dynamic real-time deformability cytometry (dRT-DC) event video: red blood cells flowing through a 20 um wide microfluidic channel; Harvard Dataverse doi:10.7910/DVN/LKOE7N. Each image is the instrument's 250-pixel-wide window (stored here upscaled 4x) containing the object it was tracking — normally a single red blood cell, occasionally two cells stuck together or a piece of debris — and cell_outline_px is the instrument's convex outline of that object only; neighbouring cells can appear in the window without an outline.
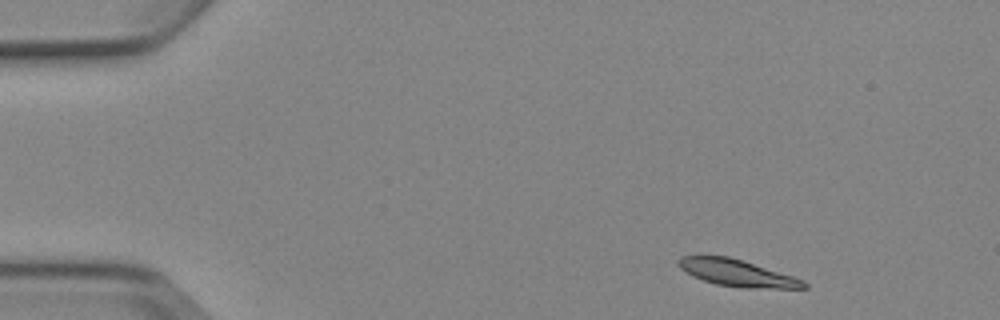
{"species": "Egyptian fruit bat (a non-hibernating species)", "species_latin": "Rousettus aegyptiacus", "temperature_condition": "cold", "stored_images_in_passage": 4, "camera_frame_rate_fps": 3000, "um_per_image_px": 0.085, "animal": {"sex": "female"}, "frame": {"image": 1, "passage_image": 1, "time_ms": 0.0, "image_size_px": [1000, 320], "cell_outline_px": [[808, 288], [740, 288], [716, 284], [692, 276], [684, 272], [676, 264], [676, 260], [680, 256], [728, 256], [792, 276], [804, 280], [808, 284]], "centroid_in_image_um": [62.61, 23.21], "position_along_channel_um": 22.4, "area_um2": 19.48}}
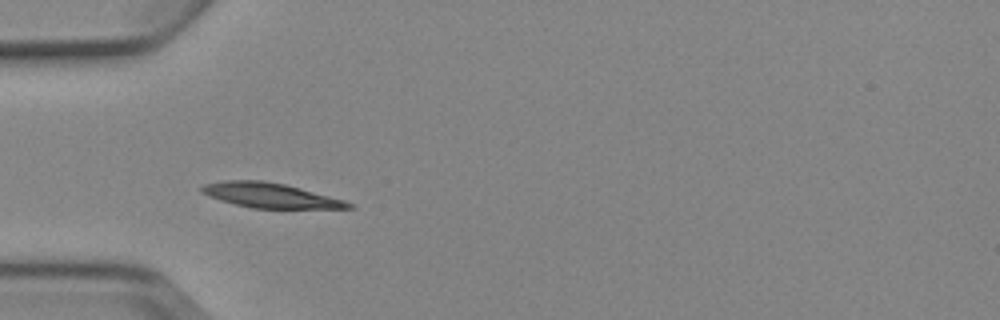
{"frame": {"image": 2, "passage_image": 3, "time_ms": 3.333, "image_size_px": [1000, 320], "cell_outline_px": [[356, 208], [252, 208], [220, 200], [208, 196], [200, 192], [200, 188], [204, 184], [224, 180], [264, 180], [284, 184], [300, 188], [344, 200], [352, 204]], "centroid_in_image_um": [22.93, 16.6], "position_along_channel_um": 62.1, "area_um2": 21.04}}
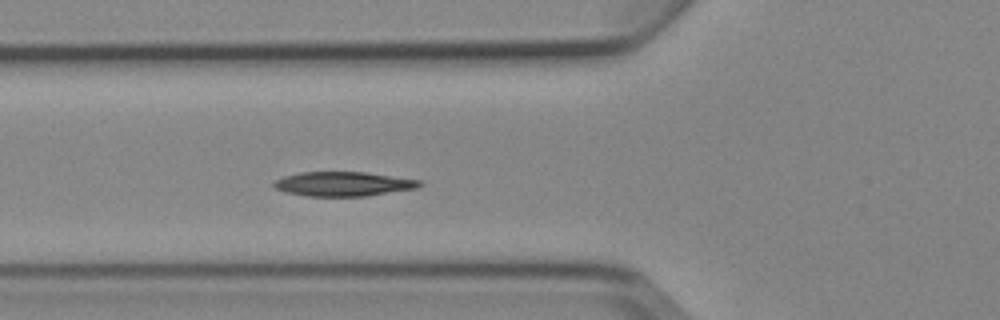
{"frame": {"image": 3, "passage_image": 4, "time_ms": 4.333, "image_size_px": [1000, 320], "cell_outline_px": [[424, 184], [416, 188], [368, 196], [304, 196], [284, 192], [276, 188], [272, 184], [276, 180], [284, 176], [300, 172], [364, 172], [420, 180]], "centroid_in_image_um": [29.16, 15.64], "position_along_channel_um": 96.6, "area_um2": 20.69}}